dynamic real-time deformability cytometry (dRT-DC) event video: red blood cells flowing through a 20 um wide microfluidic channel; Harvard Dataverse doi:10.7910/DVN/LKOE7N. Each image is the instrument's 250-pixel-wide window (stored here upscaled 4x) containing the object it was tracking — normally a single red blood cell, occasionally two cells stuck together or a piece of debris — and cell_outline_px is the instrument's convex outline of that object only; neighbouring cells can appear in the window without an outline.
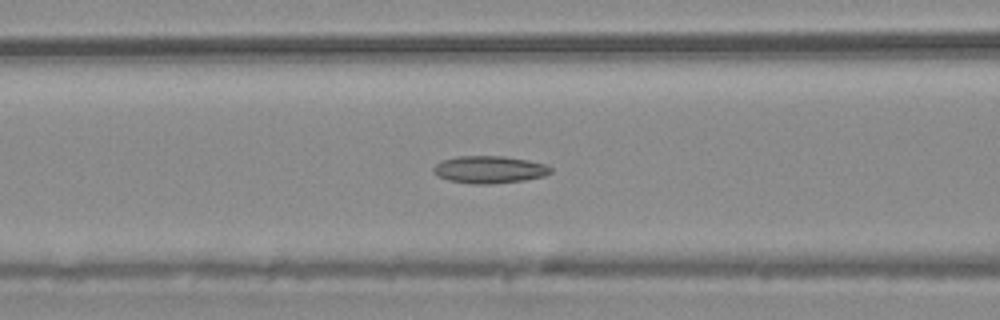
{"species": "common noctule bat (a hibernating species)", "species_latin": "Nyctalus noctula", "temperature_condition": "warm", "stored_images_in_passage": 42, "camera_frame_rate_fps": 3000, "um_per_image_px": 0.085, "animal": {"sex": "male", "body_mass_g": 20.4}, "frame": {"image": 1, "passage_image": 10, "time_ms": 3.0, "image_size_px": [1000, 320], "cell_outline_px": [[552, 172], [544, 176], [524, 180], [488, 184], [472, 184], [448, 180], [432, 172], [432, 168], [440, 160], [456, 156], [504, 156], [528, 160], [548, 164], [552, 168]], "centroid_in_image_um": [41.6, 14.4], "position_along_channel_um": 125.0, "area_um2": 18.84}}
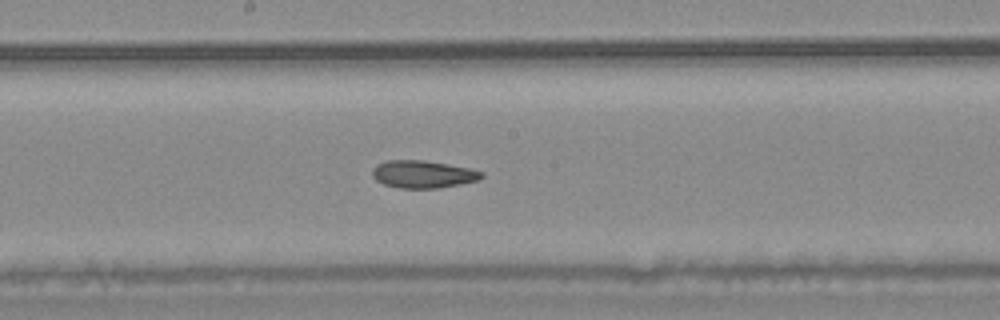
{"frame": {"image": 2, "passage_image": 17, "time_ms": 5.333, "image_size_px": [1000, 320], "cell_outline_px": [[484, 176], [480, 180], [440, 188], [400, 188], [384, 184], [376, 180], [372, 176], [372, 168], [376, 164], [384, 160], [424, 160], [472, 168], [484, 172]], "centroid_in_image_um": [35.97, 14.8], "position_along_channel_um": 212.2, "area_um2": 17.8}}
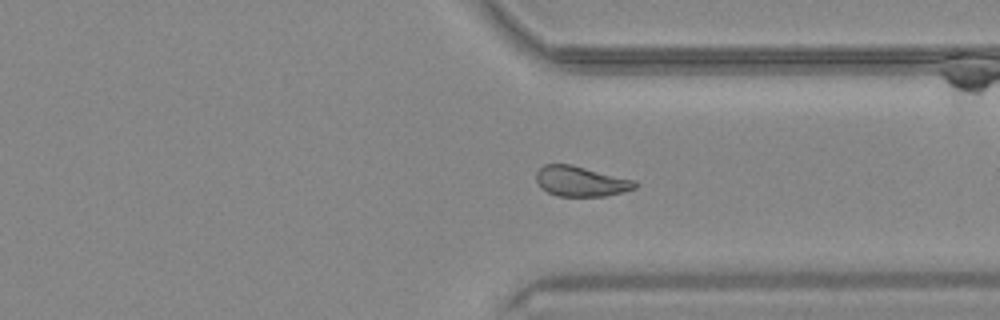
{"frame": {"image": 3, "passage_image": 29, "time_ms": 9.333, "image_size_px": [1000, 320], "cell_outline_px": [[640, 184], [636, 188], [608, 196], [556, 196], [540, 188], [536, 180], [536, 172], [544, 164], [572, 164], [636, 180]], "centroid_in_image_um": [49.39, 15.41], "position_along_channel_um": 362.0, "area_um2": 17.69}, "authors_computed_cell_mechanics": {"area_um2": 18.1492, "velocity_mm_per_s": 3.7371, "shape_relaxation_time_tau1_ms": null, "shape_relaxation_time_tau2_ms": 2.3457, "deformation_change_tau1": null, "deformation_change_tau2": 0.0836}}